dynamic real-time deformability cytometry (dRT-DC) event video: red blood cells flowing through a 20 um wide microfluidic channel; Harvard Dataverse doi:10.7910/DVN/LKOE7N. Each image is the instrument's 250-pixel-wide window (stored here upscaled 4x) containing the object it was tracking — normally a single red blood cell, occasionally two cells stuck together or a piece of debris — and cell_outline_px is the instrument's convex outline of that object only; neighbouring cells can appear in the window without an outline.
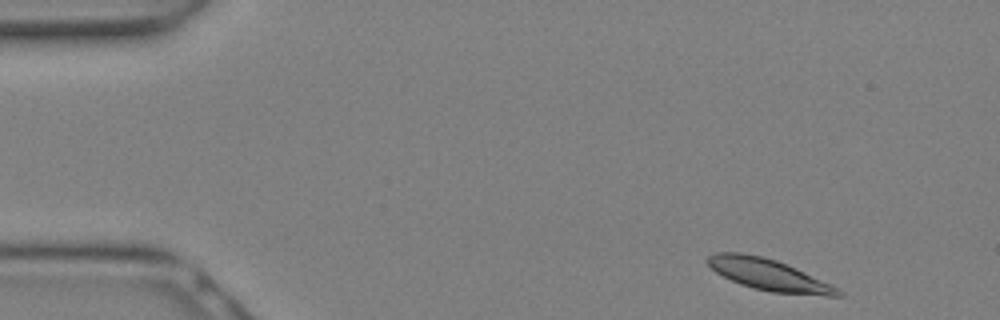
{"species": "Egyptian fruit bat (a non-hibernating species)", "species_latin": "Rousettus aegyptiacus", "temperature_condition": "warm", "stored_images_in_passage": 10, "camera_frame_rate_fps": 3000, "um_per_image_px": 0.085, "animal": {"sex": "female"}, "frame": {"image": 1, "passage_image": 1, "time_ms": 0.0, "image_size_px": [1000, 320], "cell_outline_px": [[844, 296], [828, 296], [772, 292], [752, 288], [740, 284], [716, 272], [704, 260], [708, 256], [716, 252], [740, 252], [760, 256], [776, 260], [796, 268], [832, 284], [840, 288], [844, 292]], "centroid_in_image_um": [65.38, 23.36], "position_along_channel_um": 19.6, "area_um2": 23.93}}
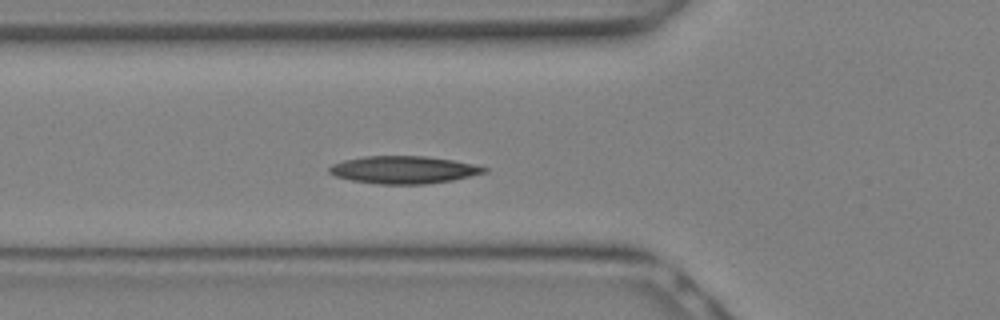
{"frame": {"image": 2, "passage_image": 8, "time_ms": 2.333, "image_size_px": [1000, 320], "cell_outline_px": [[488, 172], [452, 180], [424, 184], [380, 184], [352, 180], [336, 176], [328, 172], [328, 168], [332, 164], [344, 160], [364, 156], [428, 156], [452, 160], [472, 164], [488, 168]], "centroid_in_image_um": [34.3, 14.43], "position_along_channel_um": 91.5, "area_um2": 24.74}}
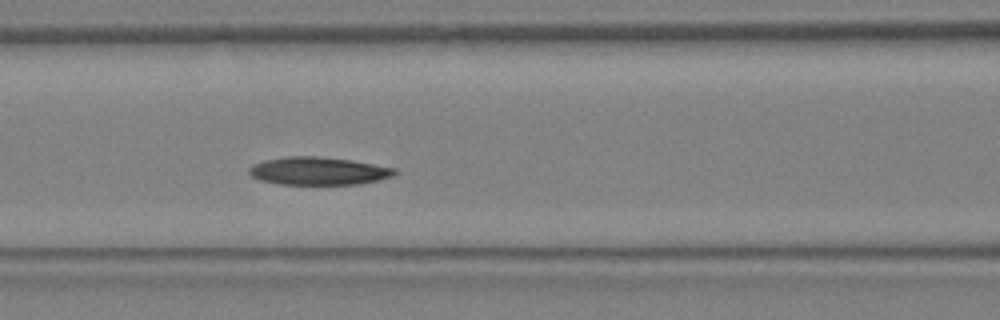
{"frame": {"image": 3, "passage_image": 10, "time_ms": 3.0, "image_size_px": [1000, 320], "cell_outline_px": [[396, 172], [392, 176], [360, 184], [280, 184], [260, 180], [252, 176], [248, 172], [248, 168], [252, 164], [264, 160], [284, 156], [320, 156], [352, 160], [396, 168]], "centroid_in_image_um": [27.02, 14.52], "position_along_channel_um": 139.6, "area_um2": 23.7}}